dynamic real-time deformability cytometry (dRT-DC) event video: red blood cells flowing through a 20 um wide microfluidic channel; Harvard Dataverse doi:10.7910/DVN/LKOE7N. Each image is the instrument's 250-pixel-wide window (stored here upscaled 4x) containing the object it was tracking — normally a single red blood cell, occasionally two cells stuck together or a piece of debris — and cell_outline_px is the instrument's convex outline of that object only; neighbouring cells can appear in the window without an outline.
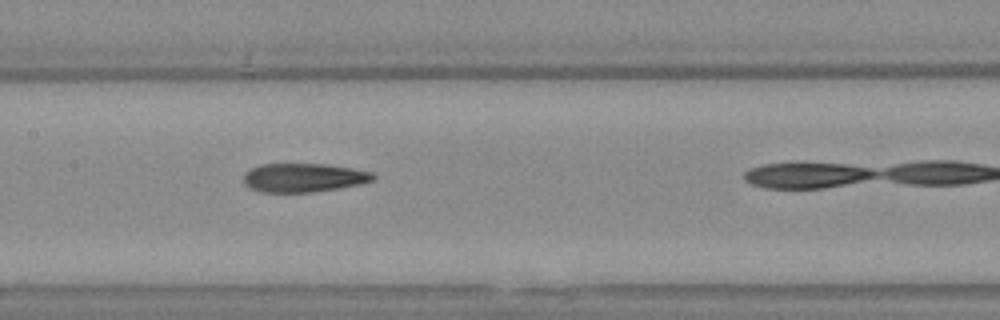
{"species": "Egyptian fruit bat (a non-hibernating species)", "species_latin": "Rousettus aegyptiacus", "temperature_condition": "warm", "stored_images_in_passage": 11, "camera_frame_rate_fps": 3000, "um_per_image_px": 0.085, "animal": {"sex": "female"}, "frame": {"image": 1, "passage_image": 7, "time_ms": 2.0, "image_size_px": [1000, 320], "cell_outline_px": [[376, 180], [360, 184], [340, 188], [312, 192], [260, 192], [244, 184], [244, 172], [260, 164], [324, 164], [352, 168], [372, 172], [376, 176]], "centroid_in_image_um": [25.83, 15.1], "position_along_channel_um": 181.6, "area_um2": 21.79}}